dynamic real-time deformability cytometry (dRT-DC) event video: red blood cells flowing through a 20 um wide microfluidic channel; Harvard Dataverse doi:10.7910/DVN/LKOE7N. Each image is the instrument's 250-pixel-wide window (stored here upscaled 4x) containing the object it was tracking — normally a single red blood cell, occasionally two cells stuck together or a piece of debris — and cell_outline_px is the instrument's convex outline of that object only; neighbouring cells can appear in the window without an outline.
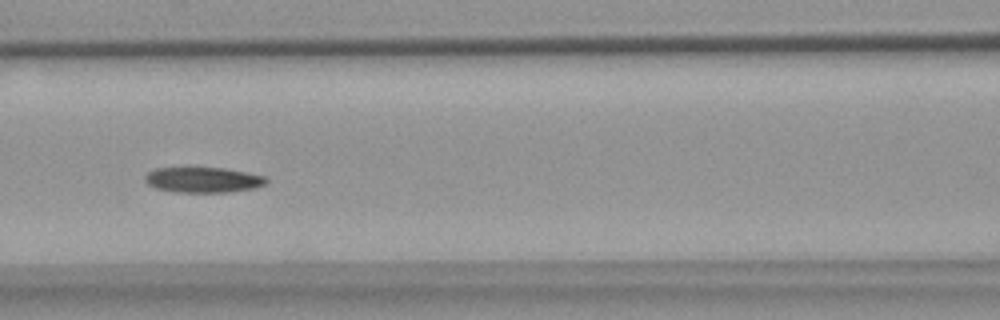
{"species": "common noctule bat (a hibernating species)", "species_latin": "Nyctalus noctula", "temperature_condition": "warm", "stored_images_in_passage": 10, "camera_frame_rate_fps": 3000, "um_per_image_px": 0.085, "animal": {"sex": "female", "body_mass_g": 18.4}, "frame": {"image": 1, "passage_image": 7, "time_ms": 7.0, "image_size_px": [1000, 320], "cell_outline_px": [[268, 180], [264, 184], [256, 188], [228, 192], [176, 192], [156, 188], [148, 184], [144, 180], [144, 176], [148, 172], [156, 168], [224, 168], [248, 172], [264, 176]], "centroid_in_image_um": [17.27, 15.29], "position_along_channel_um": 149.3, "area_um2": 17.92}}
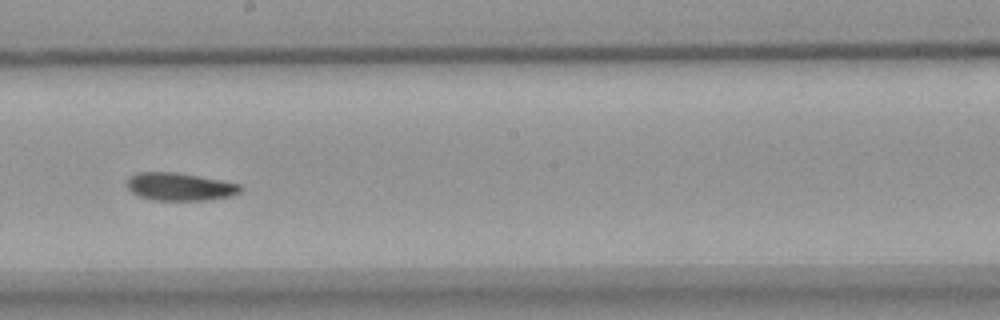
{"frame": {"image": 2, "passage_image": 9, "time_ms": 9.333, "image_size_px": [1000, 320], "cell_outline_px": [[244, 188], [240, 192], [232, 196], [208, 200], [152, 200], [140, 196], [132, 192], [128, 188], [128, 176], [136, 172], [176, 172], [220, 180], [240, 184]], "centroid_in_image_um": [15.3, 15.87], "position_along_channel_um": 232.9, "area_um2": 18.44}}
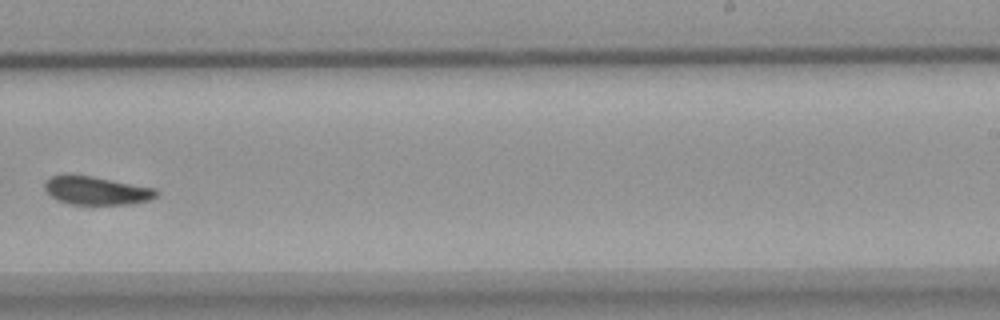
{"frame": {"image": 3, "passage_image": 10, "time_ms": 10.667, "image_size_px": [1000, 320], "cell_outline_px": [[156, 196], [152, 200], [132, 204], [68, 204], [56, 200], [44, 188], [44, 184], [52, 176], [92, 176], [156, 188]], "centroid_in_image_um": [8.24, 16.22], "position_along_channel_um": 280.8, "area_um2": 18.15}}